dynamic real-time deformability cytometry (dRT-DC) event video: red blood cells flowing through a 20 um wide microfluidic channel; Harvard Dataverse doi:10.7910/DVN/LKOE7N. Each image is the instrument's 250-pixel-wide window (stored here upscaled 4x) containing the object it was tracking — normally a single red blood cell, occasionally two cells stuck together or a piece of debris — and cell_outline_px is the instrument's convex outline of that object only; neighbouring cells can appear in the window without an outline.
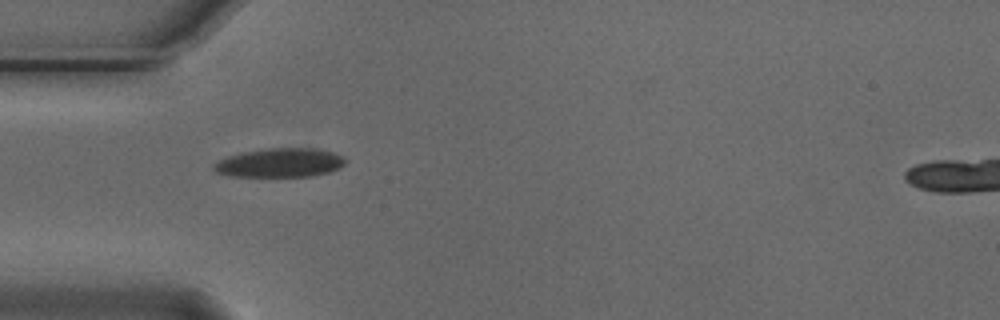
{"species": "Egyptian fruit bat (a non-hibernating species)", "species_latin": "Rousettus aegyptiacus", "temperature_condition": "cold", "stored_images_in_passage": 2, "camera_frame_rate_fps": 3000, "um_per_image_px": 0.085, "animal": {"sex": "male"}, "frame": {"image": 1, "passage_image": 1, "time_ms": 0.0, "image_size_px": [1000, 320], "cell_outline_px": [[348, 160], [340, 168], [328, 172], [312, 176], [232, 176], [216, 172], [212, 168], [212, 164], [228, 156], [240, 152], [264, 148], [316, 148], [332, 152], [344, 156]], "centroid_in_image_um": [23.81, 13.82], "position_along_channel_um": 61.2, "area_um2": 22.37}}
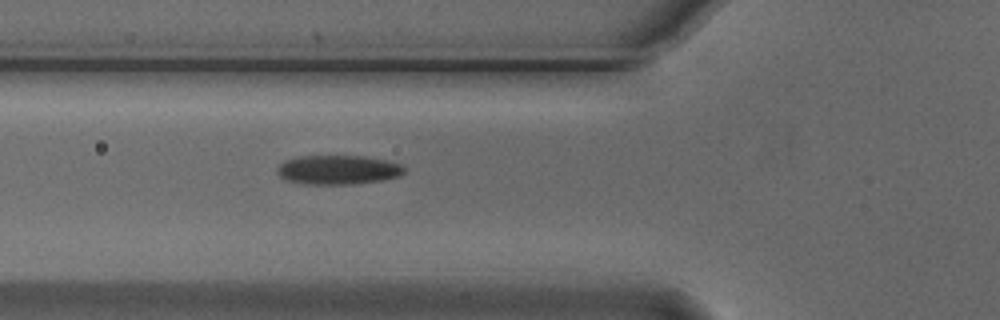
{"frame": {"image": 2, "passage_image": 2, "time_ms": 0.333, "image_size_px": [1000, 320], "cell_outline_px": [[404, 172], [400, 176], [384, 180], [356, 184], [304, 184], [288, 180], [280, 176], [276, 172], [276, 168], [284, 160], [300, 156], [364, 156], [384, 160], [400, 164], [404, 168]], "centroid_in_image_um": [28.72, 14.44], "position_along_channel_um": 97.1, "area_um2": 21.68}}